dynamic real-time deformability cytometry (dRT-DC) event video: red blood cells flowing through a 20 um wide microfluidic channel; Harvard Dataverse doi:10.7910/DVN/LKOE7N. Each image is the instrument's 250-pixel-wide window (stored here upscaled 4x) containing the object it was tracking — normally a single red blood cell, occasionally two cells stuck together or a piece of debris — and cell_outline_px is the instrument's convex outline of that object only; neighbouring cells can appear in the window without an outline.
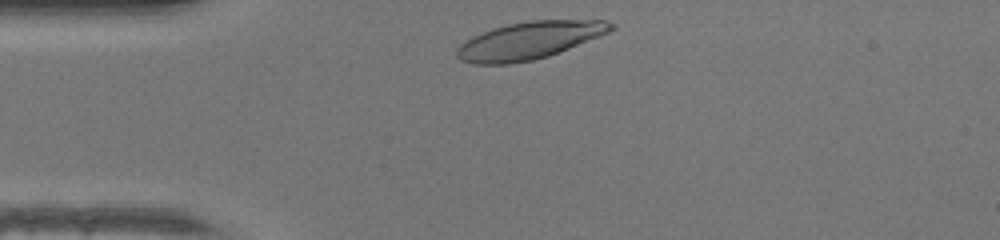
{"species": "human", "species_latin": "Homo sapiens", "temperature_condition": "warm", "stored_images_in_passage": 28, "camera_frame_rate_fps": 3000, "um_per_image_px": 0.085, "donor": {"sex": "female"}, "frame": {"image": 1, "passage_image": 2, "time_ms": 0.333, "image_size_px": [1000, 240], "cell_outline_px": [[616, 28], [608, 32], [548, 56], [532, 60], [508, 64], [472, 64], [460, 60], [456, 56], [456, 48], [460, 44], [472, 36], [492, 28], [508, 24], [528, 20], [604, 20], [616, 24]], "centroid_in_image_um": [44.94, 3.43], "position_along_channel_um": 40.1, "area_um2": 33.47}}
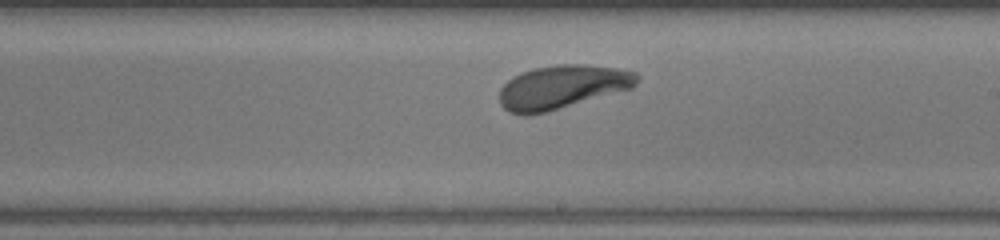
{"frame": {"image": 2, "passage_image": 18, "time_ms": 5.667, "image_size_px": [1000, 240], "cell_outline_px": [[640, 76], [636, 84], [632, 88], [548, 112], [528, 116], [524, 116], [508, 112], [500, 104], [500, 88], [512, 76], [520, 72], [532, 68], [556, 64], [584, 64], [620, 68], [636, 72]], "centroid_in_image_um": [47.77, 7.39], "position_along_channel_um": 241.2, "area_um2": 35.49}}
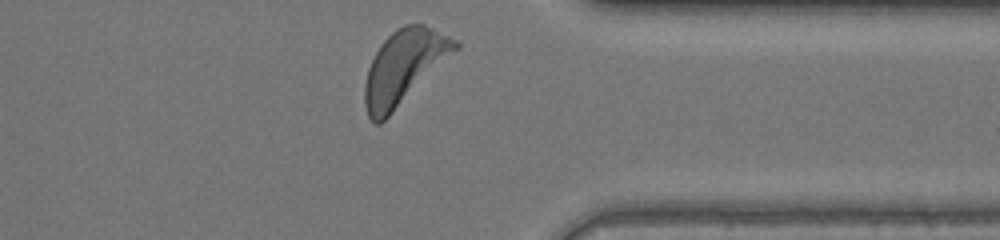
{"frame": {"image": 3, "passage_image": 28, "time_ms": 9.0, "image_size_px": [1000, 240], "cell_outline_px": [[460, 48], [380, 124], [376, 124], [368, 116], [364, 104], [364, 84], [368, 68], [380, 44], [396, 28], [404, 24], [424, 24], [456, 40], [460, 44]], "centroid_in_image_um": [34.33, 5.69], "position_along_channel_um": 377.1, "area_um2": 38.61}, "authors_computed_cell_mechanics": {"area_um2": 34.5644, "velocity_mm_per_s": 4.3059, "shape_relaxation_time_tau1_ms": 2.8533, "shape_relaxation_time_tau2_ms": null, "deformation_change_tau1": 0.1731, "deformation_change_tau2": null}}